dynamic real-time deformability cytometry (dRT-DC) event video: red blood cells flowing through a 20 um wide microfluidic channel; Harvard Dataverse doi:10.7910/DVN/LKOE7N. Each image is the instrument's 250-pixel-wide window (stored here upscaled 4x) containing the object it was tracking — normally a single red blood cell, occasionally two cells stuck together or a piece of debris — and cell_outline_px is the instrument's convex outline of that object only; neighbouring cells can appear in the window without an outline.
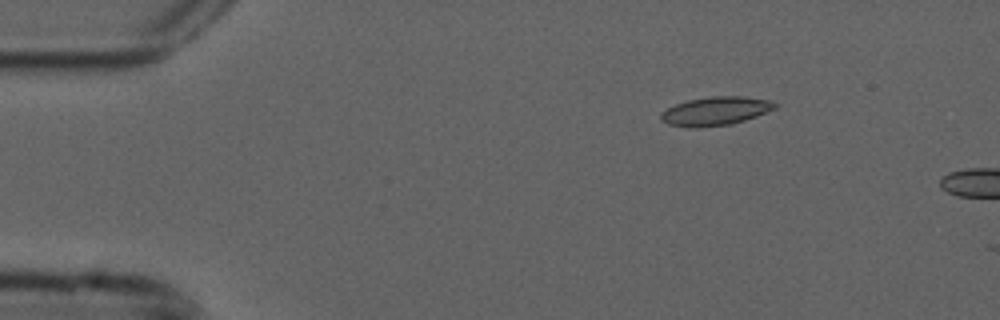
{"species": "common noctule bat (a hibernating species)", "species_latin": "Nyctalus noctula", "temperature_condition": "cold", "stored_images_in_passage": 6, "camera_frame_rate_fps": 3000, "um_per_image_px": 0.085, "animal": {"sex": "male", "forearm_length_mm": 52.5}, "frame": {"image": 1, "passage_image": 3, "time_ms": 0.667, "image_size_px": [1000, 320], "cell_outline_px": [[776, 108], [756, 116], [732, 124], [696, 128], [692, 128], [668, 124], [660, 120], [660, 112], [676, 104], [688, 100], [712, 96], [744, 96], [768, 100], [776, 104]], "centroid_in_image_um": [60.78, 9.45], "position_along_channel_um": 24.2, "area_um2": 18.96}}